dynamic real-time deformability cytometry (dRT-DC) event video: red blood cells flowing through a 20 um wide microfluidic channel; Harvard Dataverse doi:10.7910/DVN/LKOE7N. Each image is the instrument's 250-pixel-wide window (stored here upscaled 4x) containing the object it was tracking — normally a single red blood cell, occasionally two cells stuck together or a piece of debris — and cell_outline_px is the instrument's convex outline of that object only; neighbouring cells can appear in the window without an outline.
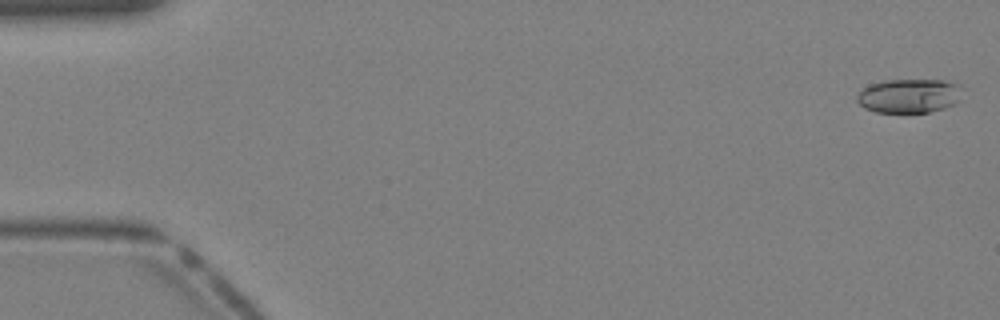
{"species": "Egyptian fruit bat (a non-hibernating species)", "species_latin": "Rousettus aegyptiacus", "temperature_condition": "warm", "stored_images_in_passage": 40, "camera_frame_rate_fps": 3000, "um_per_image_px": 0.085, "animal": {"sex": "female"}, "frame": {"image": 1, "passage_image": 1, "time_ms": 0.0, "image_size_px": [1000, 320], "cell_outline_px": [[960, 100], [956, 104], [944, 108], [928, 112], [876, 112], [864, 108], [856, 100], [856, 96], [860, 88], [868, 84], [884, 80], [944, 80], [960, 84]], "centroid_in_image_um": [77.24, 8.13], "position_along_channel_um": 7.8, "area_um2": 21.21}}
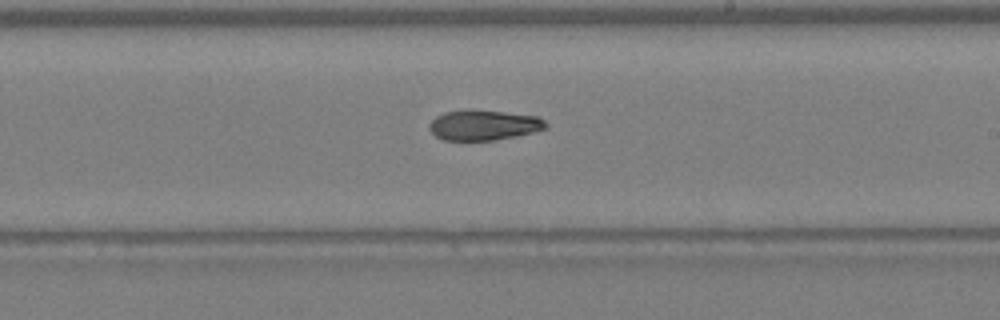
{"frame": {"image": 2, "passage_image": 24, "time_ms": 7.667, "image_size_px": [1000, 320], "cell_outline_px": [[548, 128], [516, 136], [496, 140], [444, 140], [436, 136], [428, 128], [428, 124], [436, 116], [444, 112], [500, 112], [536, 116], [544, 120], [548, 124]], "centroid_in_image_um": [41.13, 10.67], "position_along_channel_um": 247.9, "area_um2": 19.83}}
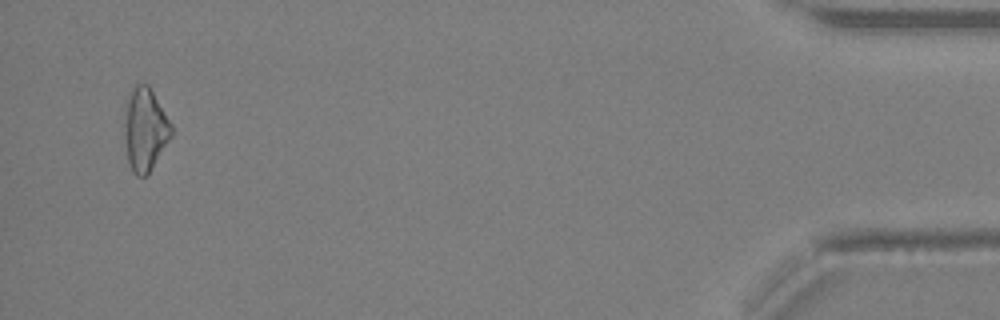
{"frame": {"image": 3, "passage_image": 39, "time_ms": 12.667, "image_size_px": [1000, 320], "cell_outline_px": [[172, 136], [148, 172], [144, 176], [136, 176], [132, 172], [128, 160], [124, 136], [124, 100], [132, 88], [136, 84], [148, 84], [172, 124]], "centroid_in_image_um": [12.29, 10.95], "position_along_channel_um": 422.9, "area_um2": 22.77}}